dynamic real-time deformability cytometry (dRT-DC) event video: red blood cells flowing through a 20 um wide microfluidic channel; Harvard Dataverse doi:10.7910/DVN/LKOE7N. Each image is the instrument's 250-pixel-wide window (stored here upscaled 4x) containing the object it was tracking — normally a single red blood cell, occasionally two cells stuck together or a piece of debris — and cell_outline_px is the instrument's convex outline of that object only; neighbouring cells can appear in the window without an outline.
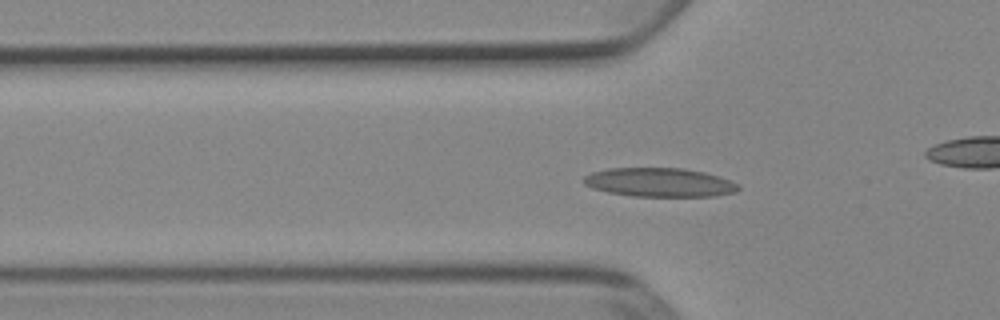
{"species": "Egyptian fruit bat (a non-hibernating species)", "species_latin": "Rousettus aegyptiacus", "temperature_condition": "cold", "stored_images_in_passage": 53, "camera_frame_rate_fps": 3000, "um_per_image_px": 0.085, "animal": {"sex": "female"}, "frame": {"image": 1, "passage_image": 17, "time_ms": 5.333, "image_size_px": [1000, 320], "cell_outline_px": [[740, 188], [736, 192], [712, 196], [632, 196], [608, 192], [592, 188], [584, 184], [584, 176], [592, 172], [608, 168], [684, 168], [704, 172], [740, 184]], "centroid_in_image_um": [56.05, 15.5], "position_along_channel_um": 69.8, "area_um2": 25.95}}
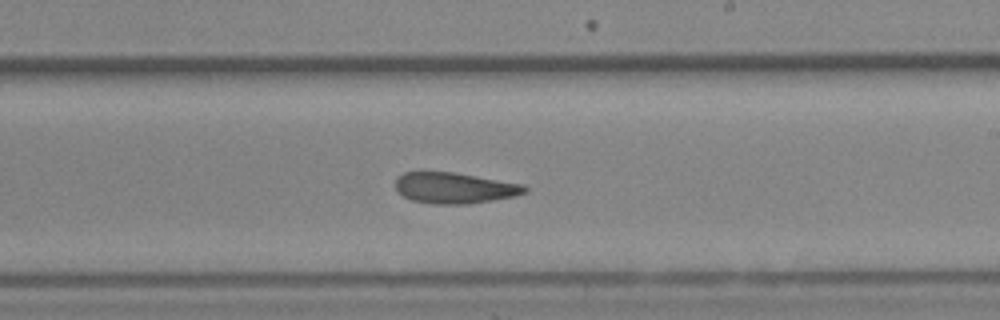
{"frame": {"image": 2, "passage_image": 31, "time_ms": 10.0, "image_size_px": [1000, 320], "cell_outline_px": [[528, 192], [516, 196], [468, 204], [436, 204], [412, 200], [404, 196], [396, 188], [396, 176], [404, 172], [452, 172], [524, 184], [528, 188]], "centroid_in_image_um": [38.66, 15.97], "position_along_channel_um": 250.3, "area_um2": 23.24}}
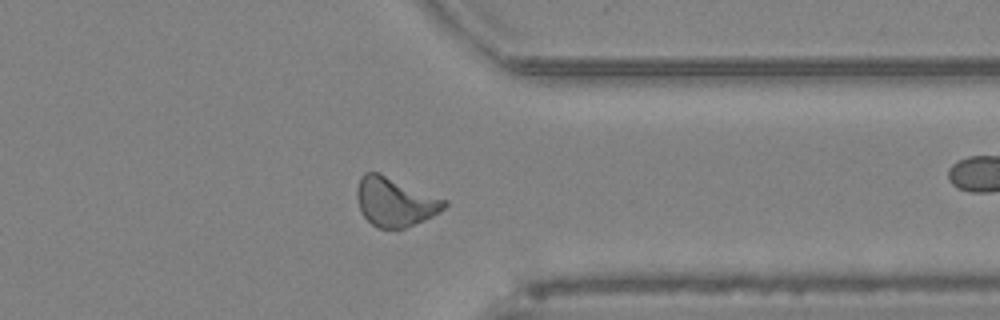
{"frame": {"image": 3, "passage_image": 41, "time_ms": 13.333, "image_size_px": [1000, 320], "cell_outline_px": [[448, 204], [444, 208], [432, 216], [424, 220], [404, 228], [380, 228], [372, 224], [364, 216], [360, 208], [356, 196], [356, 188], [360, 176], [364, 172], [380, 172], [448, 200]], "centroid_in_image_um": [33.57, 17.12], "position_along_channel_um": 377.8, "area_um2": 25.03}, "authors_computed_cell_mechanics": {"area_um2": 24.2182, "velocity_mm_per_s": 3.9016, "shape_relaxation_time_tau1_ms": null, "shape_relaxation_time_tau2_ms": 2.1808, "deformation_change_tau1": null, "deformation_change_tau2": 0.0878}}